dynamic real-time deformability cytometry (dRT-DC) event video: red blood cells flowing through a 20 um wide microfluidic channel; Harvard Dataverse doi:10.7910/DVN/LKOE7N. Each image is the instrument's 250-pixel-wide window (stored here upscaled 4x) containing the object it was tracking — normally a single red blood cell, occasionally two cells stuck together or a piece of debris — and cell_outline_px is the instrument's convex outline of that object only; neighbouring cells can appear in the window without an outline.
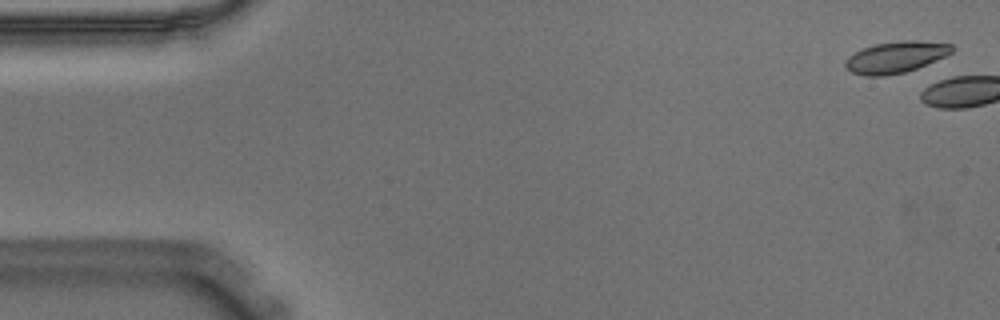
{"species": "Egyptian fruit bat (a non-hibernating species)", "species_latin": "Rousettus aegyptiacus", "temperature_condition": "warm", "stored_images_in_passage": 4, "camera_frame_rate_fps": 3000, "um_per_image_px": 0.085, "animal": {"sex": "male"}, "frame": {"image": 1, "passage_image": 2, "time_ms": 0.333, "image_size_px": [1000, 320], "cell_outline_px": [[952, 52], [944, 56], [916, 68], [904, 72], [884, 76], [864, 76], [852, 72], [844, 68], [844, 60], [848, 56], [864, 48], [876, 44], [900, 40], [916, 40], [952, 44]], "centroid_in_image_um": [76.08, 4.86], "position_along_channel_um": 8.9, "area_um2": 19.36}}